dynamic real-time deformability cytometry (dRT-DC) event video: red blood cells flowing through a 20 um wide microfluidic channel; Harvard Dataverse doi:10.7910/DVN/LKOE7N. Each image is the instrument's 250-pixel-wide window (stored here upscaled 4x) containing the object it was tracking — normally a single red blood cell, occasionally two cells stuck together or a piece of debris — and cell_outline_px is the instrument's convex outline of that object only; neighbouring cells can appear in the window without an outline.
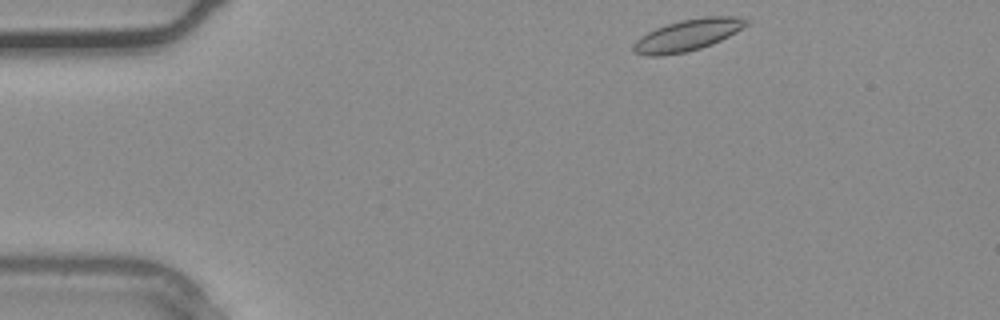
{"species": "common noctule bat (a hibernating species)", "species_latin": "Nyctalus noctula", "temperature_condition": "warm", "stored_images_in_passage": 33, "camera_frame_rate_fps": 3000, "um_per_image_px": 0.085, "animal": {"sex": "male", "body_mass_g": 20.4}, "frame": {"image": 1, "passage_image": 1, "time_ms": 0.0, "image_size_px": [1000, 320], "cell_outline_px": [[748, 24], [736, 32], [712, 44], [700, 48], [684, 52], [660, 56], [644, 56], [632, 52], [632, 44], [640, 36], [656, 28], [680, 20], [704, 16], [740, 16], [748, 20]], "centroid_in_image_um": [58.42, 2.98], "position_along_channel_um": 26.6, "area_um2": 20.81}}
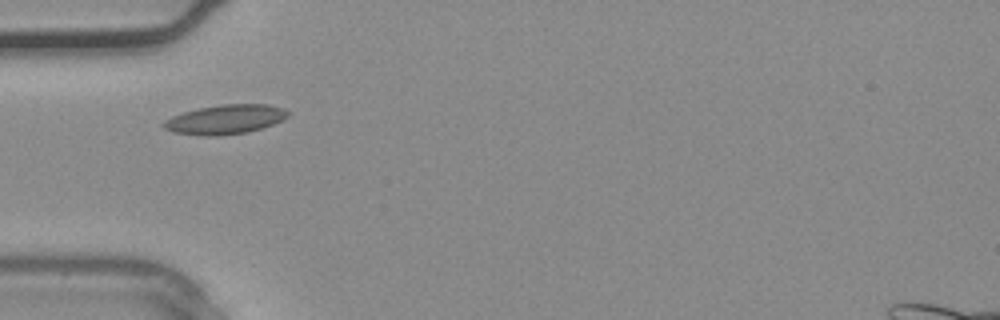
{"frame": {"image": 2, "passage_image": 7, "time_ms": 2.0, "image_size_px": [1000, 320], "cell_outline_px": [[288, 116], [284, 120], [248, 132], [216, 136], [200, 136], [172, 132], [164, 128], [160, 124], [164, 120], [172, 116], [184, 112], [200, 108], [224, 104], [268, 104], [284, 108], [288, 112]], "centroid_in_image_um": [19.12, 10.16], "position_along_channel_um": 65.9, "area_um2": 21.33}}
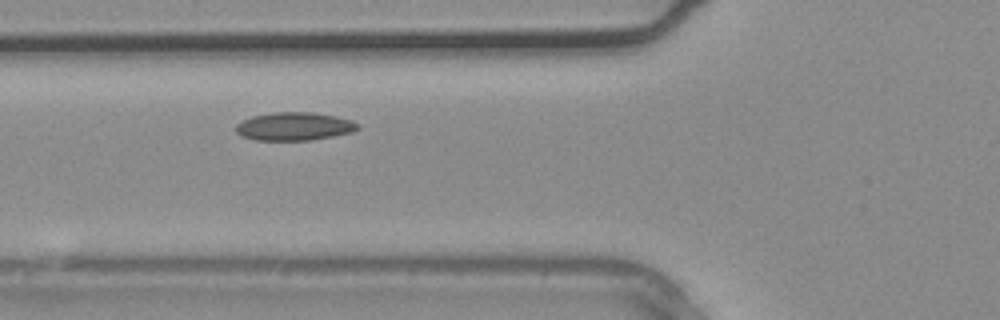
{"frame": {"image": 3, "passage_image": 9, "time_ms": 2.667, "image_size_px": [1000, 320], "cell_outline_px": [[360, 128], [352, 132], [332, 136], [308, 140], [256, 140], [240, 136], [236, 132], [236, 124], [252, 116], [272, 112], [312, 112], [336, 116], [352, 120], [360, 124]], "centroid_in_image_um": [25.02, 10.73], "position_along_channel_um": 100.8, "area_um2": 20.06}}